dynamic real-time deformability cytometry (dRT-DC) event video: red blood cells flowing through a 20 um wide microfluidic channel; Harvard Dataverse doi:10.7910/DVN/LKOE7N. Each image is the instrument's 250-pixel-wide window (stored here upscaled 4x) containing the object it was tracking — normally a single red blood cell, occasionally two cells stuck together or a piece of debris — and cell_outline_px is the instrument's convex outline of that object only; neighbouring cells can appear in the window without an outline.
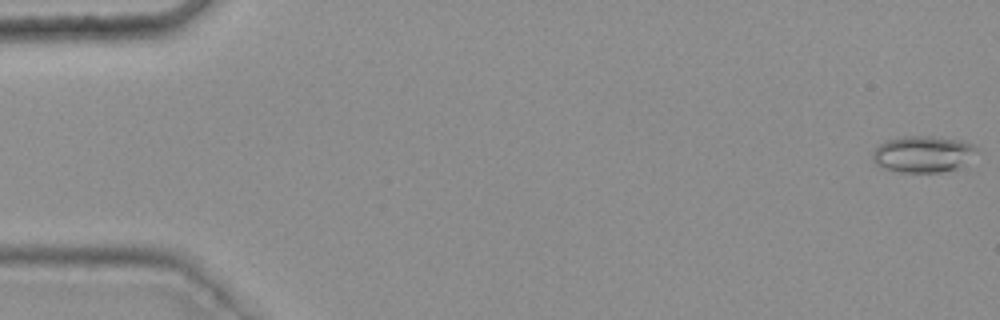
{"species": "common noctule bat (a hibernating species)", "species_latin": "Nyctalus noctula", "temperature_condition": "warm", "stored_images_in_passage": 49, "camera_frame_rate_fps": 3000, "um_per_image_px": 0.085, "animal": {"sex": "female", "body_mass_g": 25.1}, "frame": {"image": 1, "passage_image": 1, "time_ms": 0.0, "image_size_px": [1000, 320], "cell_outline_px": [[976, 148], [956, 168], [940, 172], [900, 172], [880, 168], [872, 160], [872, 152], [880, 144], [888, 140], [904, 136], [932, 136], [960, 140], [972, 144]], "centroid_in_image_um": [78.32, 13.09], "position_along_channel_um": 6.7, "area_um2": 21.56}}
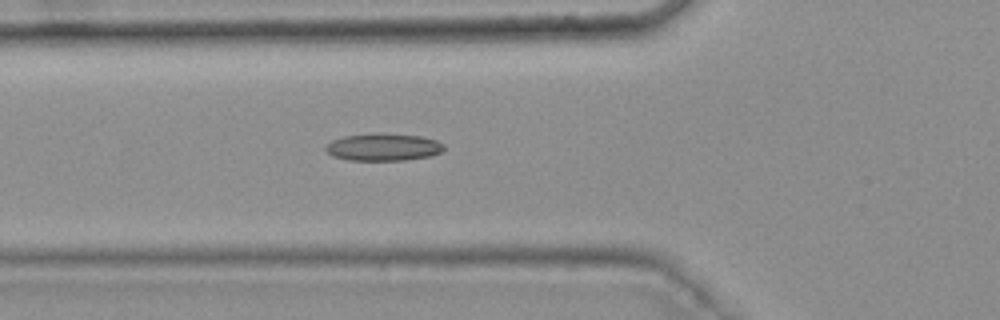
{"frame": {"image": 2, "passage_image": 20, "time_ms": 6.333, "image_size_px": [1000, 320], "cell_outline_px": [[444, 148], [440, 152], [432, 156], [404, 160], [348, 160], [332, 156], [324, 148], [332, 140], [344, 136], [420, 136], [436, 140], [444, 144]], "centroid_in_image_um": [32.59, 12.56], "position_along_channel_um": 93.2, "area_um2": 17.86}}
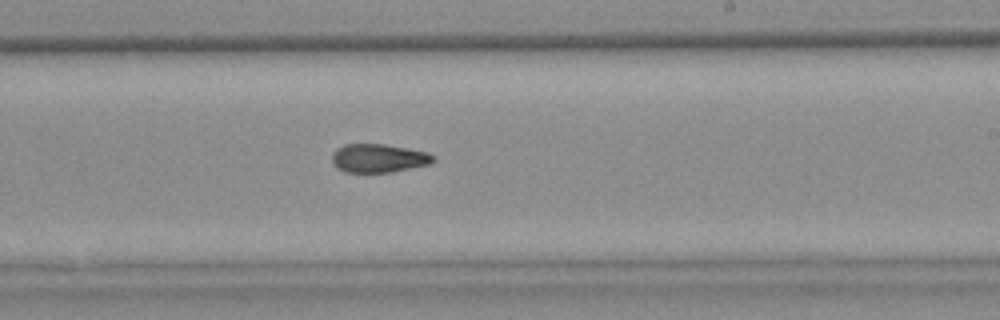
{"frame": {"image": 3, "passage_image": 33, "time_ms": 10.667, "image_size_px": [1000, 320], "cell_outline_px": [[436, 160], [428, 164], [392, 172], [344, 172], [336, 168], [332, 164], [332, 152], [336, 148], [344, 144], [384, 144], [408, 148], [428, 152], [436, 156]], "centroid_in_image_um": [32.16, 13.44], "position_along_channel_um": 256.8, "area_um2": 17.05}, "authors_computed_cell_mechanics": {"area_um2": 17.8024, "velocity_mm_per_s": 3.7755, "shape_relaxation_time_tau1_ms": null, "shape_relaxation_time_tau2_ms": 3.1319, "deformation_change_tau1": null, "deformation_change_tau2": 0.1055}}